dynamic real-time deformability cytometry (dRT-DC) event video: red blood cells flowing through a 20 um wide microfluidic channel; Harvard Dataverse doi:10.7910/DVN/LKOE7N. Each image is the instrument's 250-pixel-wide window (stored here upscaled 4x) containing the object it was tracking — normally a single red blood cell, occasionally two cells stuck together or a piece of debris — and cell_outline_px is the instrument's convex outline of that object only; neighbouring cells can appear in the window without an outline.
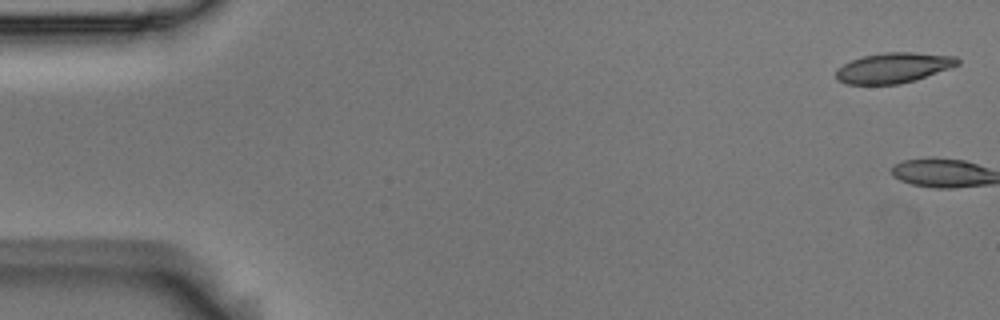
{"species": "Egyptian fruit bat (a non-hibernating species)", "species_latin": "Rousettus aegyptiacus", "temperature_condition": "room temperature", "stored_images_in_passage": 10, "camera_frame_rate_fps": 3000, "um_per_image_px": 0.085, "animal": {"sex": "male"}, "frame": {"image": 1, "passage_image": 1, "time_ms": 0.0, "image_size_px": [1000, 320], "cell_outline_px": [[960, 64], [952, 68], [916, 80], [900, 84], [848, 84], [836, 80], [836, 68], [852, 60], [864, 56], [884, 52], [916, 52], [956, 56], [960, 60]], "centroid_in_image_um": [75.99, 5.76], "position_along_channel_um": 9.0, "area_um2": 21.68}}
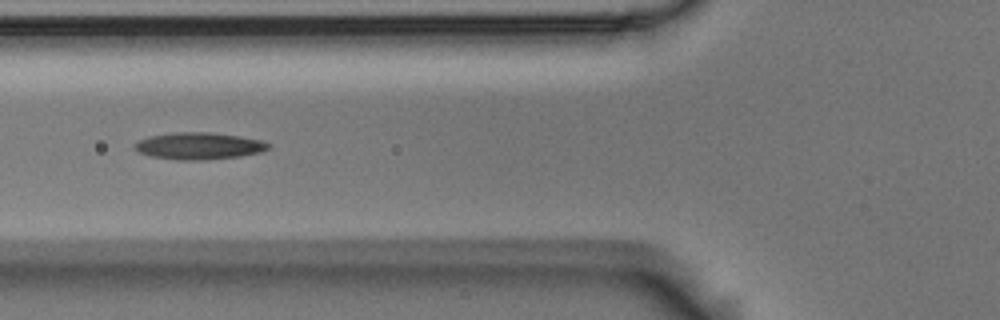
{"frame": {"image": 2, "passage_image": 6, "time_ms": 1.667, "image_size_px": [1000, 320], "cell_outline_px": [[272, 144], [268, 148], [260, 152], [240, 156], [204, 160], [176, 160], [152, 156], [140, 152], [132, 144], [148, 136], [172, 132], [208, 132], [240, 136], [260, 140]], "centroid_in_image_um": [16.9, 12.4], "position_along_channel_um": 108.9, "area_um2": 20.92}}
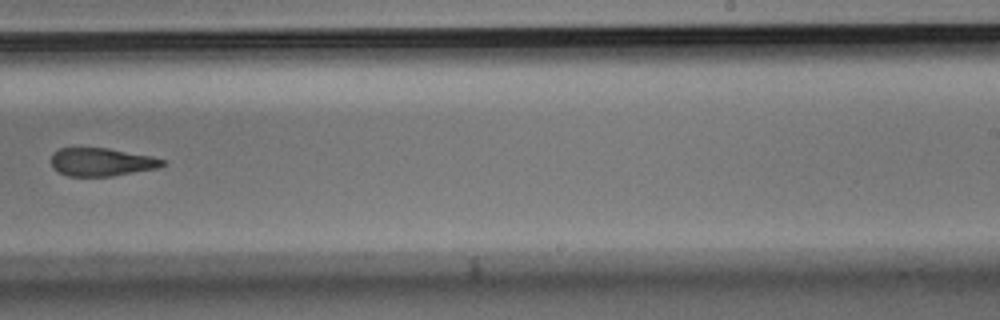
{"frame": {"image": 3, "passage_image": 10, "time_ms": 3.0, "image_size_px": [1000, 320], "cell_outline_px": [[164, 164], [160, 168], [112, 176], [68, 176], [52, 168], [52, 152], [60, 148], [108, 148], [152, 156], [164, 160]], "centroid_in_image_um": [8.64, 13.77], "position_along_channel_um": 280.4, "area_um2": 18.26}}